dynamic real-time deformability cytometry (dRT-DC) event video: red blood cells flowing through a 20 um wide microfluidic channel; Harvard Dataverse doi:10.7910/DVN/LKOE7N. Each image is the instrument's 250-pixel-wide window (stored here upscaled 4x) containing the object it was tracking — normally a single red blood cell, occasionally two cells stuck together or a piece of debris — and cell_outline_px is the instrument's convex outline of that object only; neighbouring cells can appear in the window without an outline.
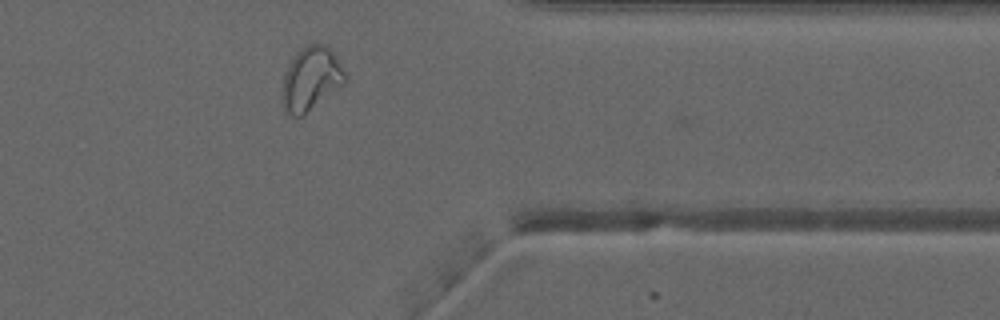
{"species": "common noctule bat (a hibernating species)", "species_latin": "Nyctalus noctula", "temperature_condition": "warm", "stored_images_in_passage": 31, "camera_frame_rate_fps": 3000, "um_per_image_px": 0.085, "animal": {"sex": "male", "forearm_length_mm": 52.5}, "frame": {"image": 1, "passage_image": 26, "time_ms": 8.333, "image_size_px": [1000, 320], "cell_outline_px": [[348, 76], [344, 84], [300, 116], [292, 116], [284, 108], [280, 96], [280, 92], [284, 76], [288, 64], [296, 52], [308, 44], [324, 44], [332, 52], [348, 72]], "centroid_in_image_um": [26.43, 6.67], "position_along_channel_um": 385.0, "area_um2": 23.24}, "authors_computed_cell_mechanics": {"area_um2": 20.6346, "velocity_mm_per_s": 4.0316, "shape_relaxation_time_tau1_ms": null, "shape_relaxation_time_tau2_ms": 1.6756, "deformation_change_tau1": null, "deformation_change_tau2": 0.0665}}